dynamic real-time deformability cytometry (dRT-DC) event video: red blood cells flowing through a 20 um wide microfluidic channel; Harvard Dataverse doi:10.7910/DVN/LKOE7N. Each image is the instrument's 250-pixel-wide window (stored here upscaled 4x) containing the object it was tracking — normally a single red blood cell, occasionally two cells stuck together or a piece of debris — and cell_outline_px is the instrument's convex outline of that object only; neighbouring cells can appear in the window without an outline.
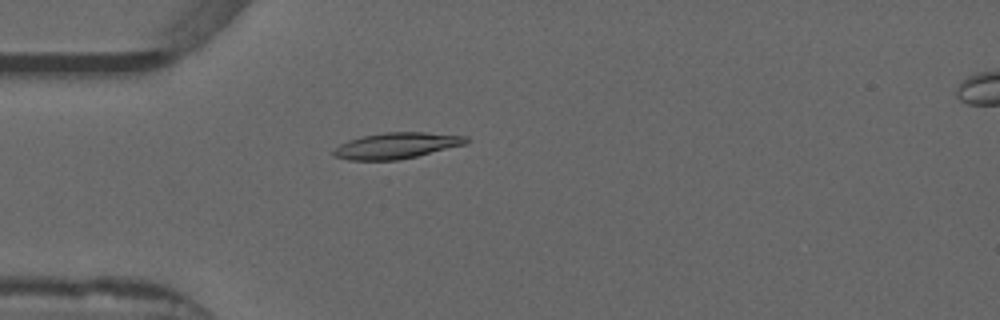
{"species": "common noctule bat (a hibernating species)", "species_latin": "Nyctalus noctula", "temperature_condition": "warm", "stored_images_in_passage": 18, "camera_frame_rate_fps": 3000, "um_per_image_px": 0.085, "animal": {"sex": "male", "forearm_length_mm": 52.5}, "frame": {"image": 1, "passage_image": 15, "time_ms": 4.667, "image_size_px": [1000, 320], "cell_outline_px": [[468, 140], [464, 144], [400, 160], [348, 160], [332, 156], [332, 152], [340, 144], [348, 140], [364, 136], [384, 132], [424, 132], [468, 136]], "centroid_in_image_um": [33.66, 12.38], "position_along_channel_um": 51.3, "area_um2": 19.94}}